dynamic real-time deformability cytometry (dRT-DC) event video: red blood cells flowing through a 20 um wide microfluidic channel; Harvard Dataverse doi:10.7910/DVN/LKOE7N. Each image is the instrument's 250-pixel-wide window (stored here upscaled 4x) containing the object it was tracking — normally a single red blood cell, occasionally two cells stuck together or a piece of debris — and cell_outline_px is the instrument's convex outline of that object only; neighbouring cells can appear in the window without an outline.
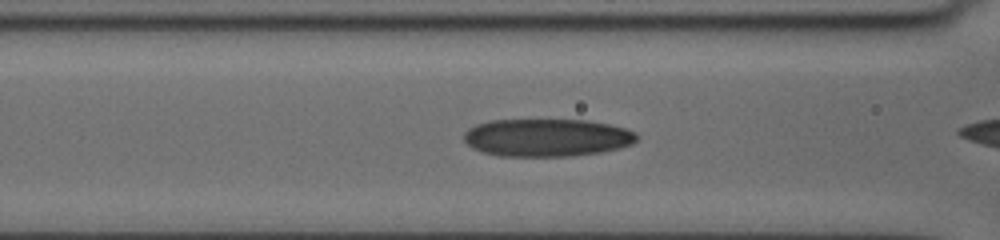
{"species": "human", "species_latin": "Homo sapiens", "temperature_condition": "cold", "stored_images_in_passage": 38, "camera_frame_rate_fps": 3000, "um_per_image_px": 0.085, "donor": {"sex": "female"}, "frame": {"image": 1, "passage_image": 16, "time_ms": 5.0, "image_size_px": [1000, 240], "cell_outline_px": [[640, 136], [632, 144], [620, 148], [600, 152], [572, 156], [500, 156], [484, 152], [472, 148], [464, 140], [464, 132], [468, 128], [476, 124], [492, 120], [588, 120], [608, 124], [624, 128], [636, 132]], "centroid_in_image_um": [46.5, 11.69], "position_along_channel_um": 120.1, "area_um2": 38.15}}
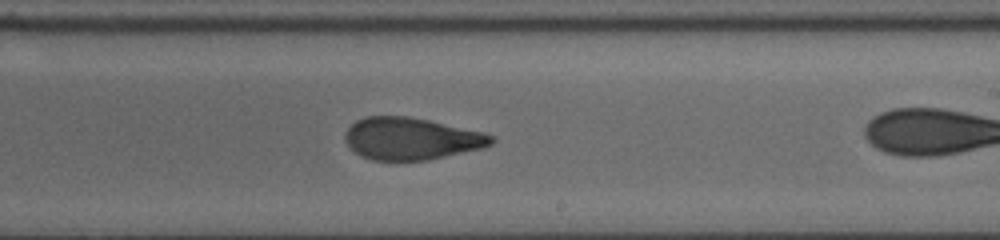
{"frame": {"image": 2, "passage_image": 27, "time_ms": 8.667, "image_size_px": [1000, 240], "cell_outline_px": [[496, 140], [492, 144], [484, 148], [428, 160], [372, 160], [360, 156], [344, 140], [344, 132], [356, 120], [364, 116], [408, 116], [428, 120], [484, 132], [492, 136]], "centroid_in_image_um": [34.96, 11.78], "position_along_channel_um": 254.0, "area_um2": 36.01}}
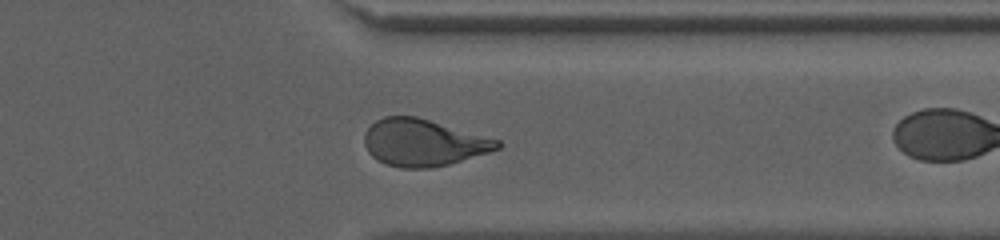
{"frame": {"image": 3, "passage_image": 37, "time_ms": 12.0, "image_size_px": [1000, 240], "cell_outline_px": [[504, 144], [500, 148], [488, 152], [448, 164], [428, 168], [400, 168], [384, 164], [376, 160], [368, 152], [364, 144], [364, 132], [376, 120], [384, 116], [416, 116], [500, 140]], "centroid_in_image_um": [35.95, 12.12], "position_along_channel_um": 375.5, "area_um2": 36.36}}